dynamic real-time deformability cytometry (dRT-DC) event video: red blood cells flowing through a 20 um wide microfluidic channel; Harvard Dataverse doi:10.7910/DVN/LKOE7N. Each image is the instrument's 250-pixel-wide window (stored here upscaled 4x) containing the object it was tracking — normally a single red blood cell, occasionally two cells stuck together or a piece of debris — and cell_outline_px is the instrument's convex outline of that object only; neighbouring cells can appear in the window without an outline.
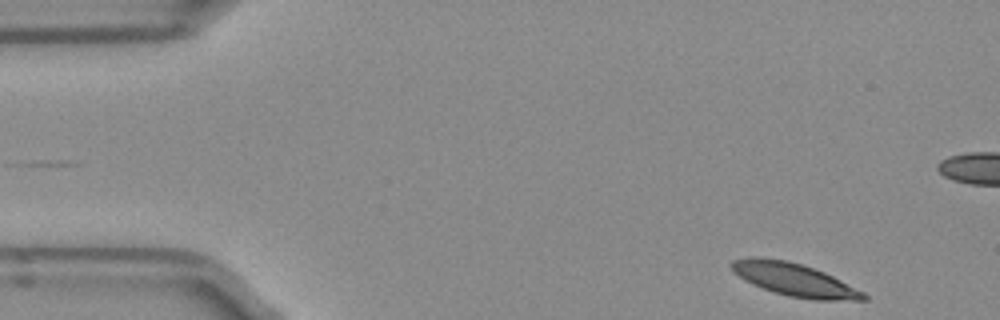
{"species": "Egyptian fruit bat (a non-hibernating species)", "species_latin": "Rousettus aegyptiacus", "temperature_condition": "room temperature", "stored_images_in_passage": 49, "camera_frame_rate_fps": 3000, "um_per_image_px": 0.085, "frame": {"image": 1, "passage_image": 1, "time_ms": 0.0, "image_size_px": [1000, 320], "cell_outline_px": [[868, 300], [812, 300], [788, 296], [752, 284], [744, 280], [728, 264], [732, 260], [752, 256], [756, 256], [788, 260], [804, 264], [824, 272], [864, 292], [868, 296]], "centroid_in_image_um": [67.52, 23.76], "position_along_channel_um": 17.5, "area_um2": 25.32}}
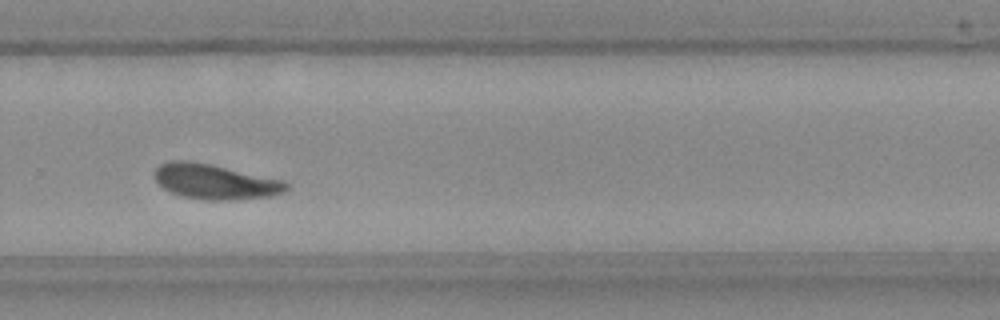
{"frame": {"image": 2, "passage_image": 31, "time_ms": 10.0, "image_size_px": [1000, 320], "cell_outline_px": [[288, 188], [284, 192], [268, 196], [232, 200], [204, 200], [184, 196], [168, 192], [156, 180], [156, 168], [160, 164], [172, 160], [188, 160], [208, 164], [284, 180], [288, 184]], "centroid_in_image_um": [18.27, 15.45], "position_along_channel_um": 311.5, "area_um2": 26.59}}
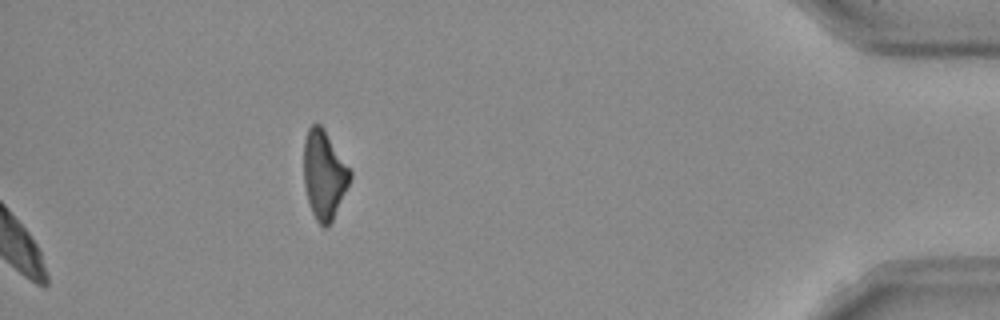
{"frame": {"image": 3, "passage_image": 49, "time_ms": 16.0, "image_size_px": [1000, 320], "cell_outline_px": [[352, 176], [332, 220], [328, 228], [324, 228], [316, 220], [312, 212], [308, 200], [304, 184], [304, 140], [308, 128], [312, 124], [320, 124], [324, 128], [352, 172]], "centroid_in_image_um": [27.54, 14.84], "position_along_channel_um": 407.7, "area_um2": 23.7}, "authors_computed_cell_mechanics": {"area_um2": 25.8366, "velocity_mm_per_s": 3.8761, "shape_relaxation_time_tau1_ms": 4.8413, "shape_relaxation_time_tau2_ms": 3.6966, "deformation_change_tau1": 0.1602, "deformation_change_tau2": 0.0801}}